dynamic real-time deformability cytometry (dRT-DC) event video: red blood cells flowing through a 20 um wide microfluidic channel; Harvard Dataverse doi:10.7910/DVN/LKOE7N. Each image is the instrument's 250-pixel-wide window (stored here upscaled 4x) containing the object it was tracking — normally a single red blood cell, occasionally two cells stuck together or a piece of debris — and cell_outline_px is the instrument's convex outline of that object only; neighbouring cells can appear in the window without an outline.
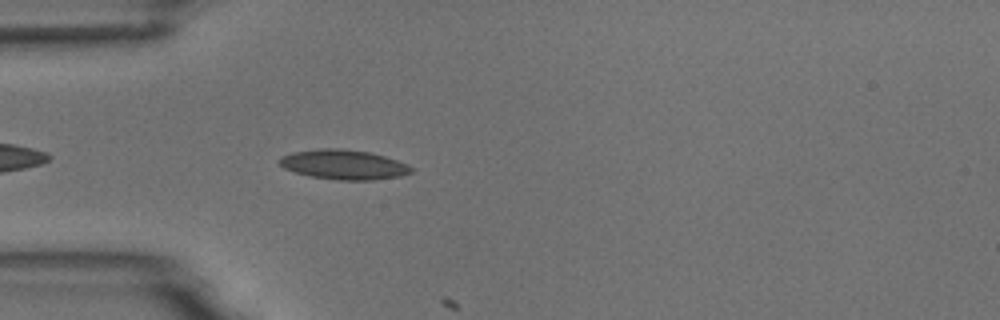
{"species": "common noctule bat (a hibernating species)", "species_latin": "Nyctalus noctula", "temperature_condition": "room temperature", "stored_images_in_passage": 5, "camera_frame_rate_fps": 3000, "um_per_image_px": 0.085, "animal": {"sex": "male", "body_mass_g": 18.8}, "frame": {"image": 1, "passage_image": 3, "time_ms": 0.667, "image_size_px": [1000, 320], "cell_outline_px": [[416, 168], [412, 172], [400, 176], [372, 180], [336, 180], [312, 176], [296, 172], [284, 168], [280, 164], [280, 156], [292, 152], [320, 148], [344, 148], [368, 152], [384, 156], [408, 164]], "centroid_in_image_um": [29.24, 13.98], "position_along_channel_um": 55.8, "area_um2": 22.83}}